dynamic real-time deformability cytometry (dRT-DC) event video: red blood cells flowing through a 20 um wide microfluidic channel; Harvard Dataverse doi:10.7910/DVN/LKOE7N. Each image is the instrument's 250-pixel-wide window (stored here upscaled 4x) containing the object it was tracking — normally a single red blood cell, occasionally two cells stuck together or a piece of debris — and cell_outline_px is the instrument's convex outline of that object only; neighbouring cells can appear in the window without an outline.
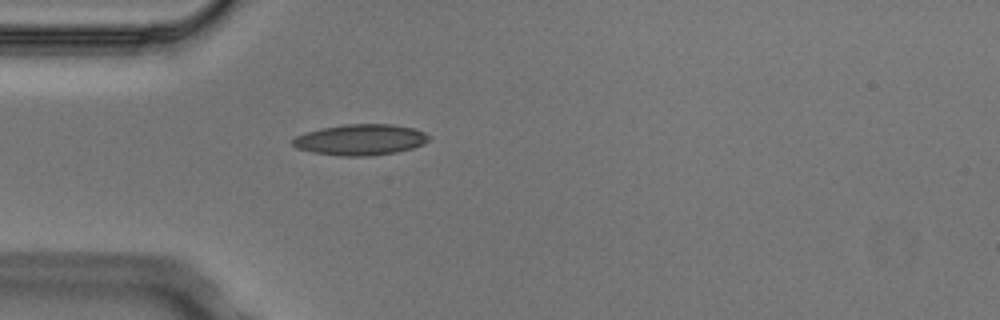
{"species": "Egyptian fruit bat (a non-hibernating species)", "species_latin": "Rousettus aegyptiacus", "temperature_condition": "cold", "stored_images_in_passage": 4, "camera_frame_rate_fps": 3000, "um_per_image_px": 0.085, "animal": {"sex": "male"}, "frame": {"image": 1, "passage_image": 4, "time_ms": 1.0, "image_size_px": [1000, 320], "cell_outline_px": [[432, 136], [424, 144], [412, 148], [396, 152], [368, 156], [340, 156], [312, 152], [296, 148], [292, 144], [292, 140], [296, 136], [320, 128], [344, 124], [392, 124], [412, 128], [424, 132]], "centroid_in_image_um": [30.64, 11.87], "position_along_channel_um": 54.4, "area_um2": 24.57}}